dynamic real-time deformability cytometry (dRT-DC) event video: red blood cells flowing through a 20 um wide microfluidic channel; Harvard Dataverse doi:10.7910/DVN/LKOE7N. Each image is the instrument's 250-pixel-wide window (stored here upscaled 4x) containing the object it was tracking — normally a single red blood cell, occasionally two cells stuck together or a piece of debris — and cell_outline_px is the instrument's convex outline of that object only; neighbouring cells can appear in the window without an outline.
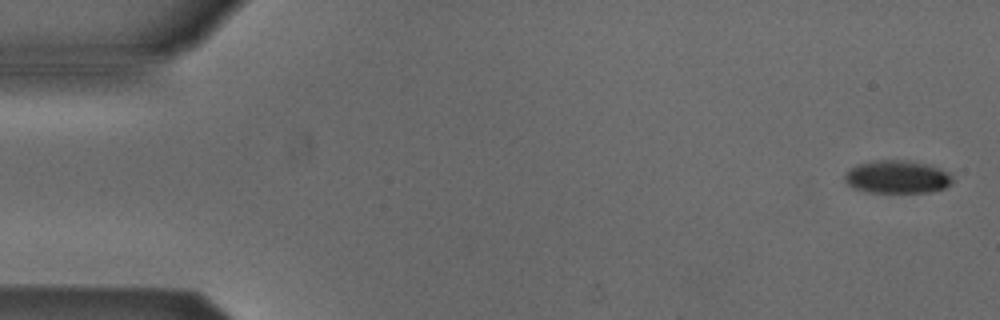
{"species": "Egyptian fruit bat (a non-hibernating species)", "species_latin": "Rousettus aegyptiacus", "temperature_condition": "cold", "stored_images_in_passage": 5, "camera_frame_rate_fps": 3000, "um_per_image_px": 0.085, "animal": {"sex": "male"}, "frame": {"image": 1, "passage_image": 1, "time_ms": 0.0, "image_size_px": [1000, 320], "cell_outline_px": [[952, 184], [944, 188], [932, 192], [864, 192], [852, 188], [844, 180], [844, 176], [856, 164], [872, 160], [908, 160], [928, 164], [940, 168], [948, 172], [952, 176]], "centroid_in_image_um": [76.26, 15.03], "position_along_channel_um": 8.7, "area_um2": 20.92}}
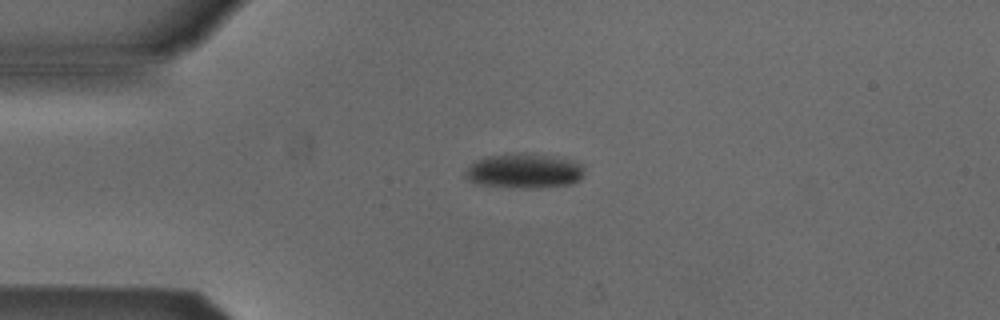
{"frame": {"image": 2, "passage_image": 4, "time_ms": 3.667, "image_size_px": [1000, 320], "cell_outline_px": [[584, 176], [580, 180], [572, 184], [540, 188], [512, 188], [480, 184], [468, 180], [464, 172], [476, 160], [488, 156], [524, 152], [548, 156], [568, 160], [580, 164], [584, 168]], "centroid_in_image_um": [44.57, 14.55], "position_along_channel_um": 40.4, "area_um2": 24.04}}